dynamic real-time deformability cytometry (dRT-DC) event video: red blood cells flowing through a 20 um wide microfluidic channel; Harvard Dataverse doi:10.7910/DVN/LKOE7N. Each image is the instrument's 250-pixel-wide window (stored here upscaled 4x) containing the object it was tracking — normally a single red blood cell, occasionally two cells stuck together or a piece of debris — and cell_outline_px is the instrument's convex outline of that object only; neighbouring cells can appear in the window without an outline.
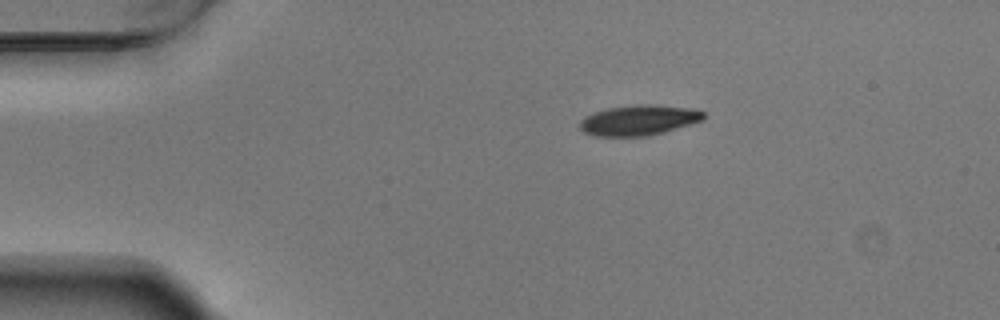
{"species": "Egyptian fruit bat (a non-hibernating species)", "species_latin": "Rousettus aegyptiacus", "temperature_condition": "warm", "stored_images_in_passage": 45, "camera_frame_rate_fps": 3000, "um_per_image_px": 0.085, "animal": {"sex": "male"}, "frame": {"image": 1, "passage_image": 1, "time_ms": 0.0, "image_size_px": [1000, 320], "cell_outline_px": [[704, 120], [664, 132], [648, 136], [596, 136], [584, 132], [580, 128], [580, 120], [584, 116], [608, 108], [632, 104], [656, 104], [696, 108], [704, 112]], "centroid_in_image_um": [54.34, 10.2], "position_along_channel_um": 30.7, "area_um2": 22.14}}
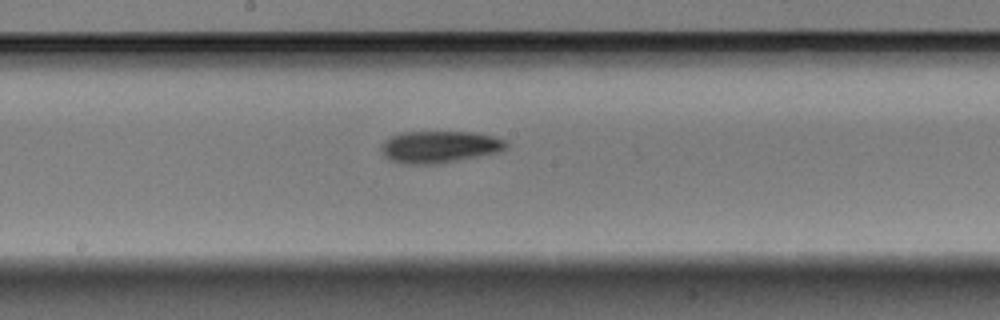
{"frame": {"image": 2, "passage_image": 20, "time_ms": 6.333, "image_size_px": [1000, 320], "cell_outline_px": [[508, 148], [500, 152], [436, 164], [404, 164], [388, 160], [380, 152], [380, 148], [384, 140], [400, 132], [476, 132], [492, 136], [504, 140], [508, 144]], "centroid_in_image_um": [37.33, 12.48], "position_along_channel_um": 210.9, "area_um2": 23.47}}
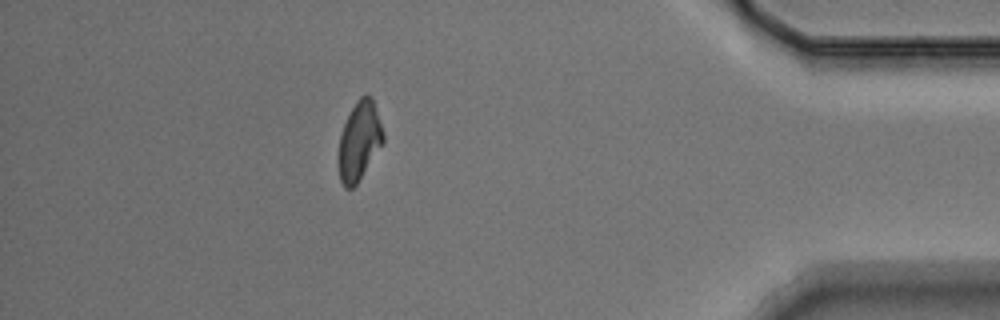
{"frame": {"image": 3, "passage_image": 39, "time_ms": 12.667, "image_size_px": [1000, 320], "cell_outline_px": [[384, 144], [356, 184], [352, 188], [344, 188], [340, 180], [336, 164], [336, 160], [340, 136], [344, 124], [356, 100], [364, 92], [368, 92], [372, 96], [384, 132]], "centroid_in_image_um": [30.53, 11.98], "position_along_channel_um": 404.7, "area_um2": 21.15}, "authors_computed_cell_mechanics": {"area_um2": 22.1374, "velocity_mm_per_s": 3.7266, "shape_relaxation_time_tau1_ms": 4.3044, "shape_relaxation_time_tau2_ms": 8.7622, "deformation_change_tau1": 0.1299, "deformation_change_tau2": 0.155}}